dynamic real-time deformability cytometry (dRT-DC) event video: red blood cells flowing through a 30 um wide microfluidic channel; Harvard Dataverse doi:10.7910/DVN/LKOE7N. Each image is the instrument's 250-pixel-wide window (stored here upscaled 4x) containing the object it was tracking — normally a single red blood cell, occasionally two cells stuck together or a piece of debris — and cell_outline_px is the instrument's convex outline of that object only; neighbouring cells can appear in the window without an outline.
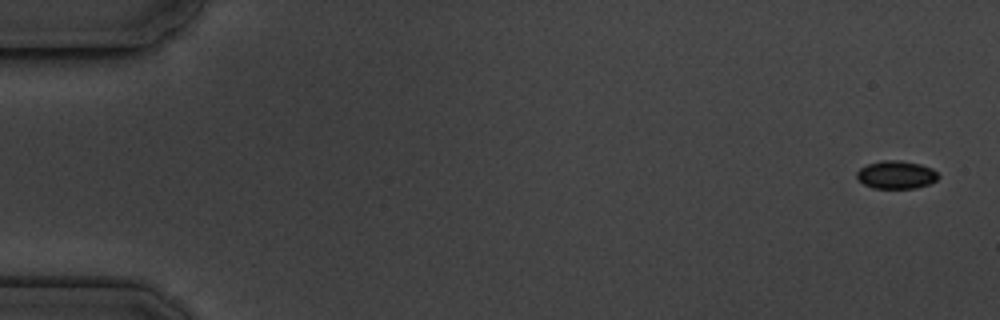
{"species": "common noctule bat (a hibernating species)", "species_latin": "Nyctalus noctula", "temperature_condition": "cold", "stored_images_in_passage": 15, "camera_frame_rate_fps": 3000, "um_per_image_px": 0.085, "animal": {"sex": "male", "body_mass_g": 19.5, "forearm_length_mm": 54.6}, "frame": {"image": 1, "passage_image": 1, "time_ms": 0.0, "image_size_px": [1000, 320], "cell_outline_px": [[940, 176], [936, 180], [928, 184], [916, 188], [872, 188], [864, 184], [856, 176], [856, 172], [860, 168], [868, 164], [880, 160], [900, 160], [920, 164], [932, 168]], "centroid_in_image_um": [76.17, 14.85], "position_along_channel_um": 8.8, "area_um2": 13.29}}
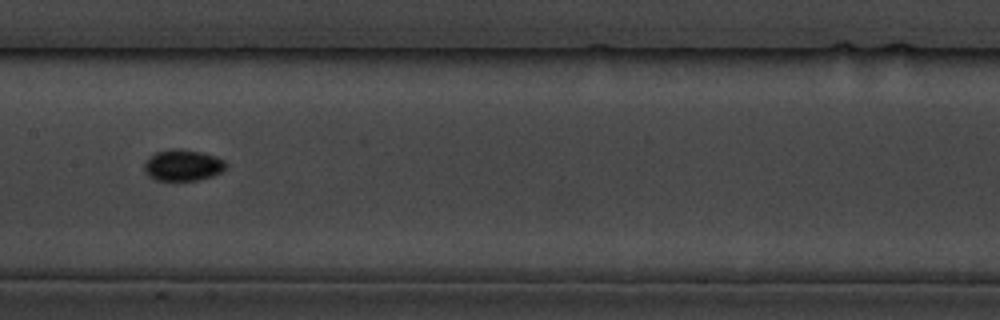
{"frame": {"image": 2, "passage_image": 8, "time_ms": 9.0, "image_size_px": [1000, 320], "cell_outline_px": [[228, 164], [220, 172], [212, 176], [196, 180], [156, 180], [148, 176], [144, 172], [144, 164], [156, 152], [172, 148], [180, 148], [200, 152], [216, 156], [224, 160]], "centroid_in_image_um": [15.54, 14.04], "position_along_channel_um": 191.9, "area_um2": 14.8}}
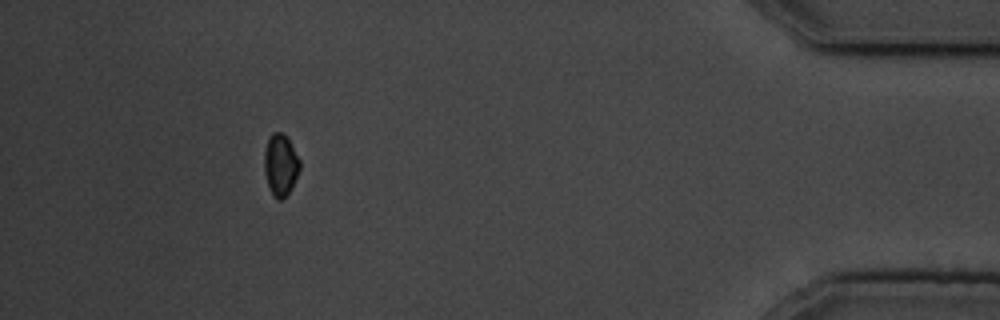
{"frame": {"image": 3, "passage_image": 14, "time_ms": 16.667, "image_size_px": [1000, 320], "cell_outline_px": [[300, 168], [292, 188], [280, 200], [276, 200], [272, 196], [268, 188], [264, 172], [264, 152], [268, 140], [272, 132], [280, 132], [288, 136], [300, 160]], "centroid_in_image_um": [23.84, 14.02], "position_along_channel_um": 411.4, "area_um2": 13.01}}